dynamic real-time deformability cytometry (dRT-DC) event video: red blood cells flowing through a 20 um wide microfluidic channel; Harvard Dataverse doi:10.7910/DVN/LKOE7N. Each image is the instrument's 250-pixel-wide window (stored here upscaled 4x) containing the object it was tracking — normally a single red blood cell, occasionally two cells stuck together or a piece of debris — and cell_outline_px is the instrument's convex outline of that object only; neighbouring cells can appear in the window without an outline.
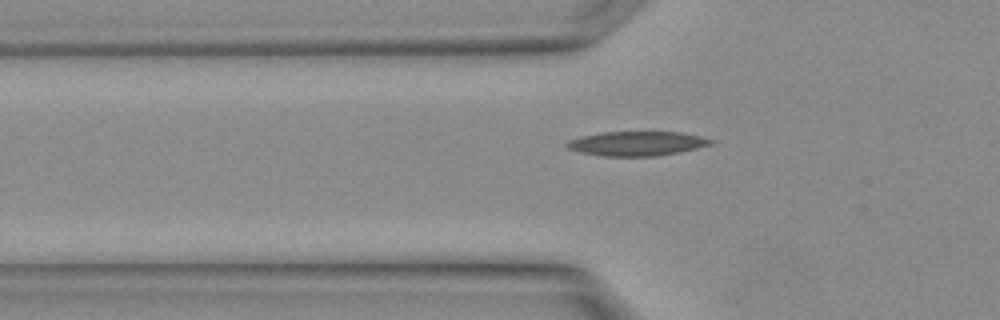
{"species": "Egyptian fruit bat (a non-hibernating species)", "species_latin": "Rousettus aegyptiacus", "temperature_condition": "warm", "stored_images_in_passage": 5, "camera_frame_rate_fps": 3000, "um_per_image_px": 0.085, "animal": {"sex": "female"}, "frame": {"image": 1, "passage_image": 5, "time_ms": 1.333, "image_size_px": [1000, 320], "cell_outline_px": [[716, 140], [712, 144], [680, 152], [656, 156], [604, 156], [580, 152], [568, 148], [564, 144], [568, 140], [580, 136], [604, 132], [680, 132], [700, 136]], "centroid_in_image_um": [54.13, 12.2], "position_along_channel_um": 71.7, "area_um2": 20.46}}